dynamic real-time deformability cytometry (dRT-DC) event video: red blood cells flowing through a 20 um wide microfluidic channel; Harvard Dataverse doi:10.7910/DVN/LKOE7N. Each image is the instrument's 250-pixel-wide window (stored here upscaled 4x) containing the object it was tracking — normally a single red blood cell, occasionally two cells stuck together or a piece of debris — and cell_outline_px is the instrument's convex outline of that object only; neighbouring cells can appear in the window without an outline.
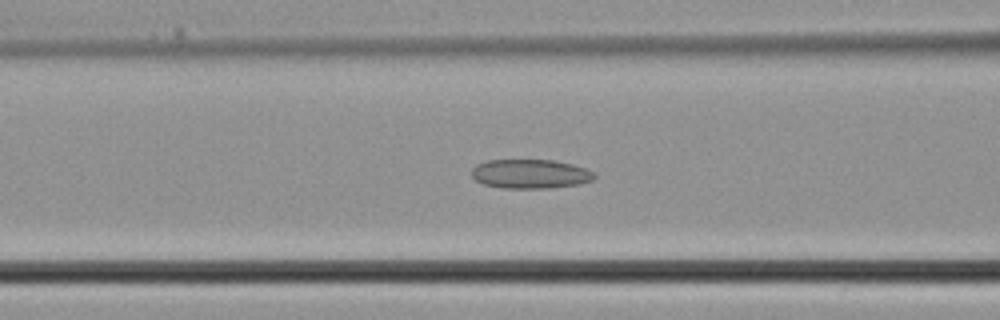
{"species": "common noctule bat (a hibernating species)", "species_latin": "Nyctalus noctula", "temperature_condition": "cold", "stored_images_in_passage": 35, "camera_frame_rate_fps": 3000, "um_per_image_px": 0.085, "animal": {"sex": "male", "body_mass_g": 21.5, "forearm_length_mm": 52.0}, "frame": {"image": 1, "passage_image": 12, "time_ms": 3.667, "image_size_px": [1000, 320], "cell_outline_px": [[596, 176], [592, 180], [580, 184], [548, 188], [504, 188], [484, 184], [476, 180], [472, 176], [472, 168], [476, 164], [488, 160], [556, 160], [572, 164], [596, 172]], "centroid_in_image_um": [45.1, 14.77], "position_along_channel_um": 121.5, "area_um2": 20.92}}
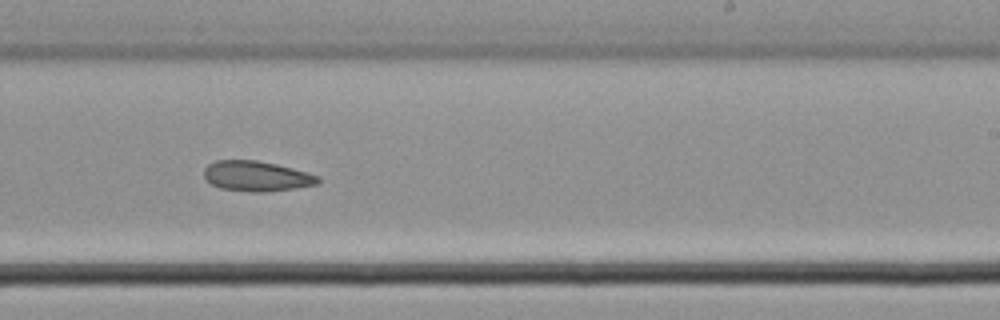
{"frame": {"image": 2, "passage_image": 20, "time_ms": 6.333, "image_size_px": [1000, 320], "cell_outline_px": [[320, 180], [316, 184], [292, 188], [264, 192], [252, 192], [220, 188], [212, 184], [204, 176], [204, 168], [208, 164], [216, 160], [256, 160], [276, 164], [308, 172], [320, 176]], "centroid_in_image_um": [21.79, 14.96], "position_along_channel_um": 267.2, "area_um2": 19.94}}
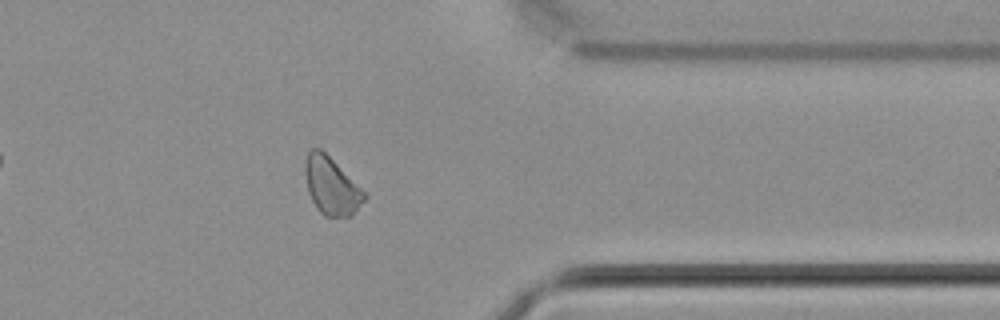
{"frame": {"image": 3, "passage_image": 27, "time_ms": 8.667, "image_size_px": [1000, 320], "cell_outline_px": [[368, 196], [352, 216], [324, 216], [320, 212], [312, 200], [308, 192], [304, 172], [304, 164], [308, 152], [312, 148], [320, 148]], "centroid_in_image_um": [28.14, 15.82], "position_along_channel_um": 383.3, "area_um2": 19.42}}